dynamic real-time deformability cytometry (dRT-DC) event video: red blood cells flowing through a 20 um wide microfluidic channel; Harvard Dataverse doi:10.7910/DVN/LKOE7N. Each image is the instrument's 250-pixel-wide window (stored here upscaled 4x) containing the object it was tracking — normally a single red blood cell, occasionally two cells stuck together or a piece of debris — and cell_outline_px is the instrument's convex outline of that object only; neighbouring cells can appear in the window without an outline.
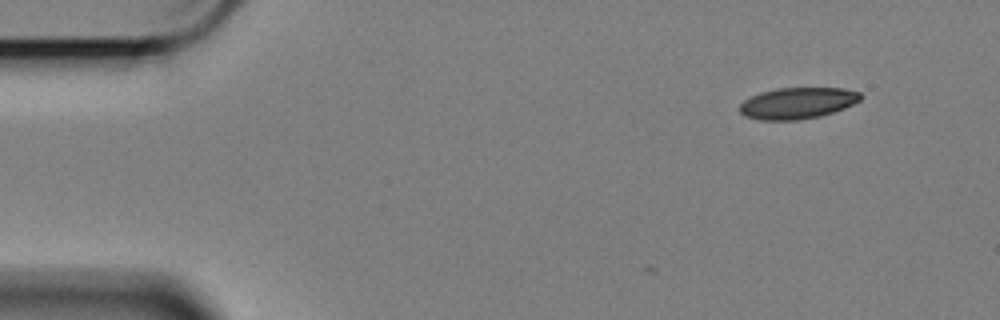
{"species": "Egyptian fruit bat (a non-hibernating species)", "species_latin": "Rousettus aegyptiacus", "temperature_condition": "cold", "stored_images_in_passage": 2, "camera_frame_rate_fps": 3000, "um_per_image_px": 0.085, "animal": {"sex": "female"}, "frame": {"image": 1, "passage_image": 2, "time_ms": 0.333, "image_size_px": [1000, 320], "cell_outline_px": [[860, 100], [844, 108], [820, 116], [796, 120], [760, 120], [744, 116], [740, 112], [740, 104], [744, 100], [752, 96], [764, 92], [780, 88], [840, 88], [860, 92]], "centroid_in_image_um": [67.77, 8.77], "position_along_channel_um": 17.2, "area_um2": 21.73}}